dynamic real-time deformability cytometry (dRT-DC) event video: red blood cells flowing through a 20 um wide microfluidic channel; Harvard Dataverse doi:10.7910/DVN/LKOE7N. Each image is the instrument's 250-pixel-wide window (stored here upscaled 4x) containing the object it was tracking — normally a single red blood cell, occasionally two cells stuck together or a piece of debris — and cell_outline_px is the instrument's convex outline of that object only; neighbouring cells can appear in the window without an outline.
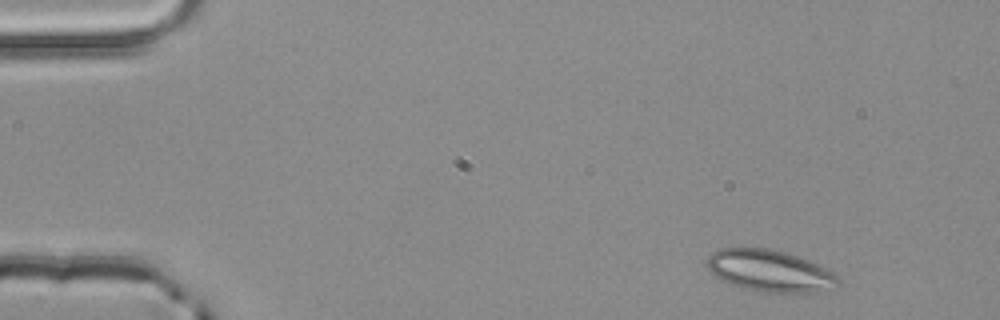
{"species": "common noctule bat (a hibernating species)", "species_latin": "Nyctalus noctula", "temperature_condition": "room temperature", "stored_images_in_passage": 2, "camera_frame_rate_fps": 3000, "um_per_image_px": 0.085, "animal": {"sex": "male", "body_mass_g": 20.4}, "frame": {"image": 1, "passage_image": 1, "time_ms": 0.0, "image_size_px": [1000, 320], "cell_outline_px": [[840, 284], [816, 292], [760, 292], [740, 288], [720, 280], [708, 272], [708, 256], [712, 252], [720, 248], [768, 248], [784, 252], [808, 260], [832, 272], [840, 280]], "centroid_in_image_um": [65.36, 23.03], "position_along_channel_um": 19.6, "area_um2": 31.79}}